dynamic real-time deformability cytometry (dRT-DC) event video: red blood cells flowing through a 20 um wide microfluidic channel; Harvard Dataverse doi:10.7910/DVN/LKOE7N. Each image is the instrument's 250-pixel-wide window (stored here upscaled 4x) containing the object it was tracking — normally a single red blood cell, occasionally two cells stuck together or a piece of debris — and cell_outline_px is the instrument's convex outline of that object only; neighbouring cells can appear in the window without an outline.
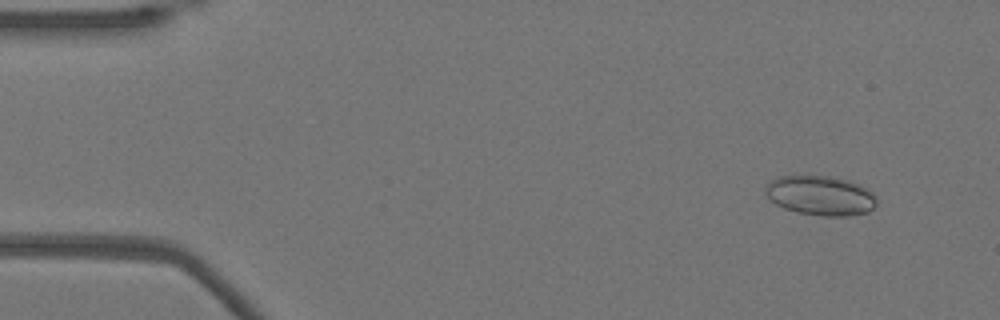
{"species": "Egyptian fruit bat (a non-hibernating species)", "species_latin": "Rousettus aegyptiacus", "temperature_condition": "warm", "stored_images_in_passage": 54, "camera_frame_rate_fps": 3000, "um_per_image_px": 0.085, "animal": {"sex": "female"}, "frame": {"image": 1, "passage_image": 5, "time_ms": 1.333, "image_size_px": [1000, 320], "cell_outline_px": [[876, 204], [868, 212], [844, 216], [824, 216], [796, 212], [784, 208], [776, 204], [764, 192], [764, 188], [772, 180], [780, 176], [832, 176], [848, 180], [860, 184], [872, 192], [876, 196]], "centroid_in_image_um": [69.75, 16.62], "position_along_channel_um": 15.2, "area_um2": 25.61}}
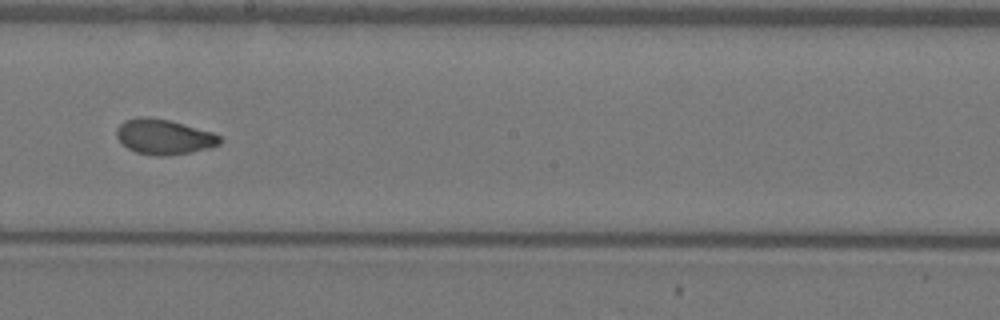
{"frame": {"image": 2, "passage_image": 30, "time_ms": 9.667, "image_size_px": [1000, 320], "cell_outline_px": [[224, 140], [220, 144], [208, 148], [168, 156], [156, 156], [136, 152], [128, 148], [116, 136], [116, 128], [124, 120], [140, 116], [148, 116], [168, 120], [212, 132], [220, 136]], "centroid_in_image_um": [13.92, 11.62], "position_along_channel_um": 234.3, "area_um2": 21.1}}
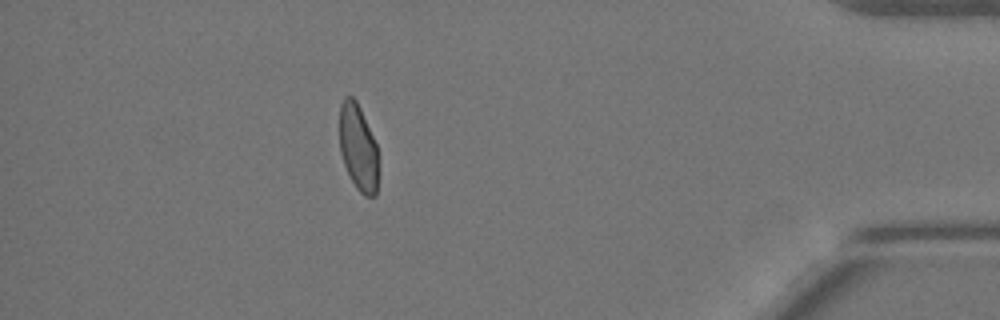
{"frame": {"image": 3, "passage_image": 47, "time_ms": 15.333, "image_size_px": [1000, 320], "cell_outline_px": [[376, 196], [364, 196], [356, 188], [344, 164], [340, 152], [340, 104], [344, 96], [352, 96], [356, 100], [360, 108], [376, 144]], "centroid_in_image_um": [30.41, 12.51], "position_along_channel_um": 404.8, "area_um2": 19.07}, "authors_computed_cell_mechanics": {"area_um2": 21.1548, "velocity_mm_per_s": 3.8687, "shape_relaxation_time_tau1_ms": 4.4376, "shape_relaxation_time_tau2_ms": 1.0985, "deformation_change_tau1": 0.1518, "deformation_change_tau2": 0.0603}}